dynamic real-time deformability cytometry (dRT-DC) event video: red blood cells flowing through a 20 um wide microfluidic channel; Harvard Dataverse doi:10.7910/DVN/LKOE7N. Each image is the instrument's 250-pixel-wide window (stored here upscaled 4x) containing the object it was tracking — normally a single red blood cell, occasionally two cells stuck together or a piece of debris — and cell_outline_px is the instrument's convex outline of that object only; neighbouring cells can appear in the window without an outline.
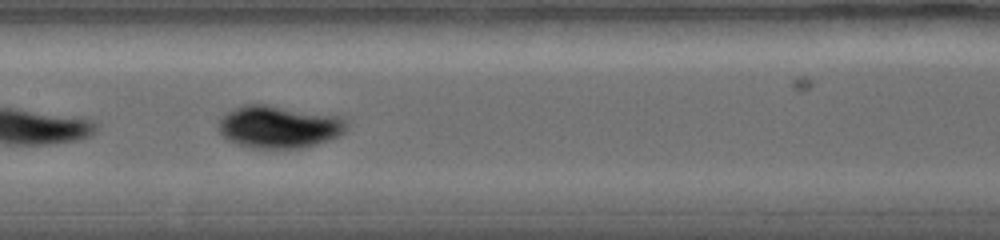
{"species": "common noctule bat (a hibernating species)", "species_latin": "Nyctalus noctula", "temperature_condition": "warm", "stored_images_in_passage": 15, "camera_frame_rate_fps": 5000, "um_per_image_px": 0.085, "animal": {"sex": "female", "body_mass_g": 19.0, "forearm_length_mm": 56.7}, "frame": {"image": 1, "passage_image": 5, "time_ms": 3.6, "image_size_px": [1000, 240], "cell_outline_px": [[348, 128], [340, 136], [316, 144], [300, 148], [252, 148], [236, 144], [228, 140], [216, 128], [220, 116], [232, 108], [244, 104], [264, 104], [344, 116], [348, 124]], "centroid_in_image_um": [23.7, 10.76], "position_along_channel_um": 183.7, "area_um2": 32.31}}